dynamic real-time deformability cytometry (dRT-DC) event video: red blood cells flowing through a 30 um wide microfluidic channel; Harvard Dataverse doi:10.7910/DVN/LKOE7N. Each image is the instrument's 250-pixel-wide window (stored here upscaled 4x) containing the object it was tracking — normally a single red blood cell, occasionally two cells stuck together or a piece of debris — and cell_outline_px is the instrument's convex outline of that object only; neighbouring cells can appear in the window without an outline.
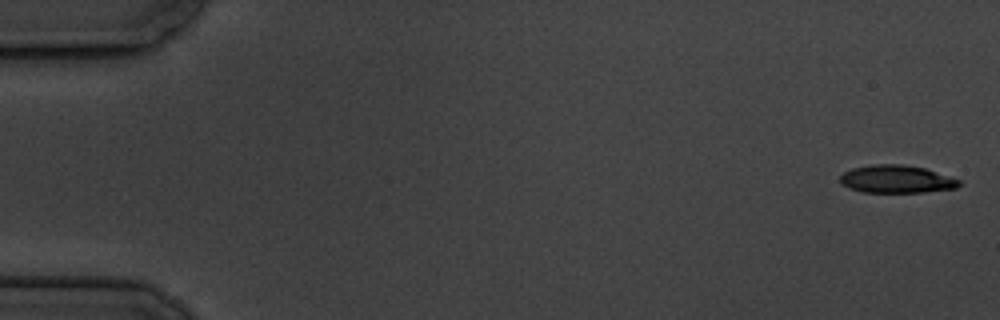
{"species": "common noctule bat (a hibernating species)", "species_latin": "Nyctalus noctula", "temperature_condition": "cold", "stored_images_in_passage": 6, "camera_frame_rate_fps": 3000, "um_per_image_px": 0.085, "animal": {"sex": "male", "body_mass_g": 19.5, "forearm_length_mm": 54.6}, "frame": {"image": 1, "passage_image": 1, "time_ms": 0.0, "image_size_px": [1000, 320], "cell_outline_px": [[960, 184], [956, 188], [920, 192], [864, 192], [848, 188], [840, 184], [840, 176], [844, 172], [852, 168], [872, 164], [900, 164], [924, 168], [960, 180]], "centroid_in_image_um": [76.15, 15.22], "position_along_channel_um": 8.9, "area_um2": 19.13}}
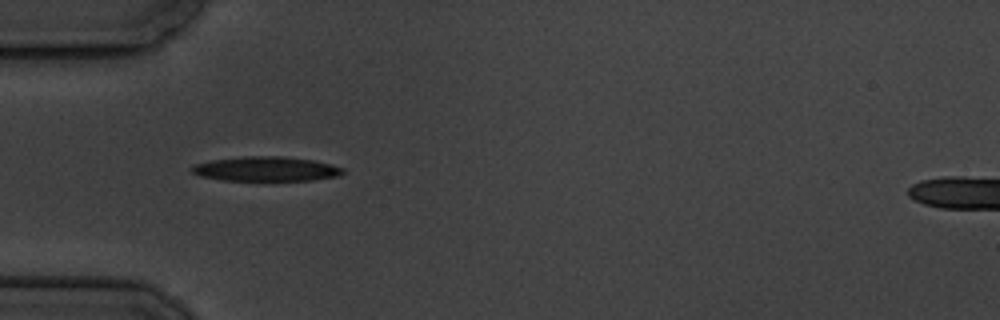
{"frame": {"image": 2, "passage_image": 5, "time_ms": 5.667, "image_size_px": [1000, 320], "cell_outline_px": [[344, 172], [340, 176], [312, 180], [220, 180], [200, 176], [192, 172], [192, 164], [212, 160], [244, 156], [284, 156], [312, 160], [344, 168]], "centroid_in_image_um": [22.6, 14.36], "position_along_channel_um": 62.4, "area_um2": 21.56}}